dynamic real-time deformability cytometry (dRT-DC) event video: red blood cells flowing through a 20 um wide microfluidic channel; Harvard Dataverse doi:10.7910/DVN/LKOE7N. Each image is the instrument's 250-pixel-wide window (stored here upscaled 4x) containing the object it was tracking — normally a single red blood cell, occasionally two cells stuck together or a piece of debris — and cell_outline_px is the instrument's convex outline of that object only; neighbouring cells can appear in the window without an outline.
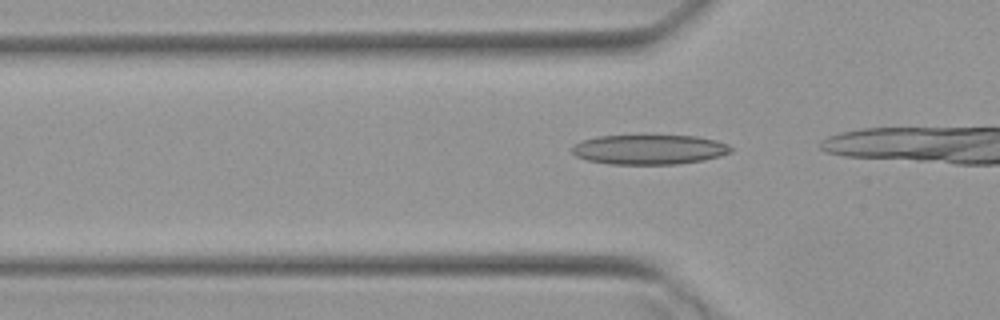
{"species": "Egyptian fruit bat (a non-hibernating species)", "species_latin": "Rousettus aegyptiacus", "temperature_condition": "warm", "stored_images_in_passage": 13, "camera_frame_rate_fps": 3000, "um_per_image_px": 0.085, "animal": {"sex": "female"}, "frame": {"image": 1, "passage_image": 12, "time_ms": 3.667, "image_size_px": [1000, 320], "cell_outline_px": [[732, 152], [720, 156], [704, 160], [676, 164], [608, 164], [588, 160], [576, 156], [572, 152], [572, 148], [576, 144], [584, 140], [596, 136], [696, 136], [716, 140], [728, 144], [732, 148]], "centroid_in_image_um": [55.22, 12.71], "position_along_channel_um": 70.6, "area_um2": 27.4}}